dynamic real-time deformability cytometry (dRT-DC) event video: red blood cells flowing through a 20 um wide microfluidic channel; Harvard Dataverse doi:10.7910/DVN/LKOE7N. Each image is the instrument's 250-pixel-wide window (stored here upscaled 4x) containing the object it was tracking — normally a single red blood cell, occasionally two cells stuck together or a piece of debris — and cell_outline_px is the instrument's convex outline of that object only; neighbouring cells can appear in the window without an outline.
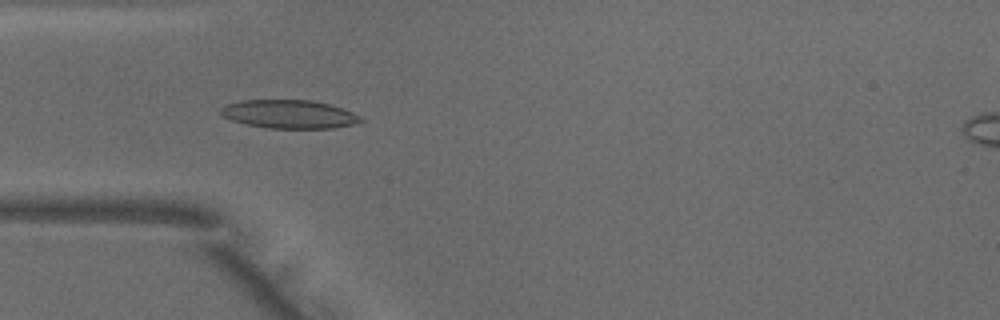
{"species": "common noctule bat (a hibernating species)", "species_latin": "Nyctalus noctula", "temperature_condition": "warm", "stored_images_in_passage": 45, "camera_frame_rate_fps": 3000, "um_per_image_px": 0.085, "animal": {"sex": "male", "body_mass_g": 18.8}, "frame": {"image": 1, "passage_image": 10, "time_ms": 3.0, "image_size_px": [1000, 320], "cell_outline_px": [[364, 120], [352, 124], [332, 128], [268, 128], [248, 124], [232, 120], [224, 116], [220, 112], [220, 108], [224, 104], [240, 100], [312, 100], [328, 104], [352, 112], [360, 116]], "centroid_in_image_um": [24.54, 9.69], "position_along_channel_um": 60.5, "area_um2": 23.0}}
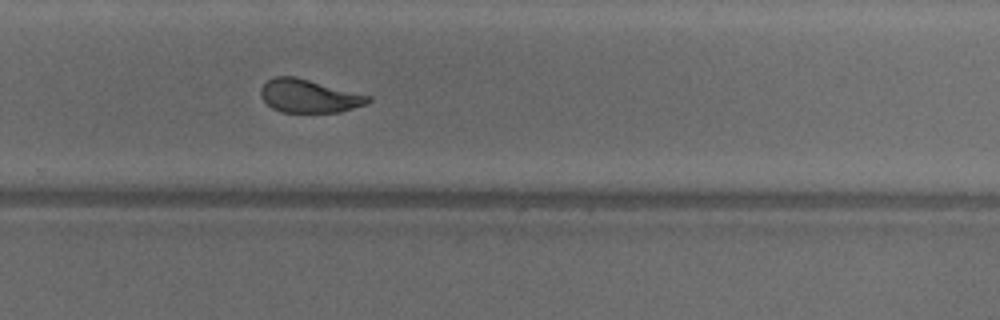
{"frame": {"image": 2, "passage_image": 28, "time_ms": 9.0, "image_size_px": [1000, 320], "cell_outline_px": [[372, 100], [364, 104], [340, 112], [280, 112], [272, 108], [260, 96], [260, 88], [268, 80], [276, 76], [296, 76], [368, 96]], "centroid_in_image_um": [26.2, 8.16], "position_along_channel_um": 303.6, "area_um2": 20.46}}
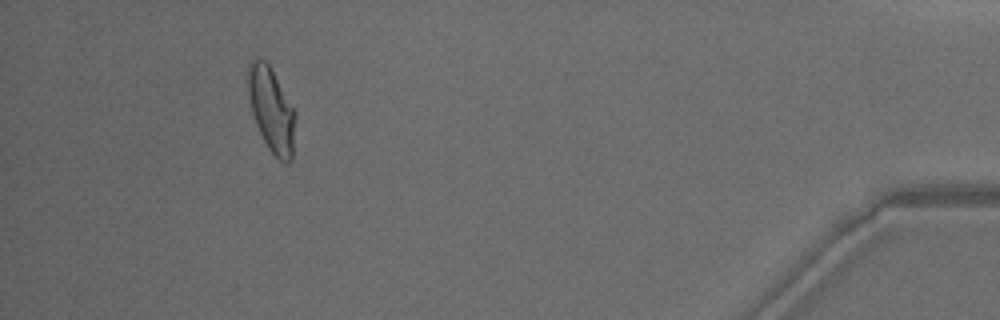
{"frame": {"image": 3, "passage_image": 41, "time_ms": 13.333, "image_size_px": [1000, 320], "cell_outline_px": [[296, 112], [292, 160], [288, 164], [280, 160], [268, 148], [256, 124], [252, 112], [248, 96], [248, 60], [252, 56], [256, 56], [264, 60], [268, 64]], "centroid_in_image_um": [23.06, 9.3], "position_along_channel_um": 412.1, "area_um2": 23.29}, "authors_computed_cell_mechanics": {"area_um2": 21.9062, "velocity_mm_per_s": 4.06, "shape_relaxation_time_tau1_ms": 4.6822, "shape_relaxation_time_tau2_ms": 1.1961, "deformation_change_tau1": 0.1697, "deformation_change_tau2": 0.0792}}